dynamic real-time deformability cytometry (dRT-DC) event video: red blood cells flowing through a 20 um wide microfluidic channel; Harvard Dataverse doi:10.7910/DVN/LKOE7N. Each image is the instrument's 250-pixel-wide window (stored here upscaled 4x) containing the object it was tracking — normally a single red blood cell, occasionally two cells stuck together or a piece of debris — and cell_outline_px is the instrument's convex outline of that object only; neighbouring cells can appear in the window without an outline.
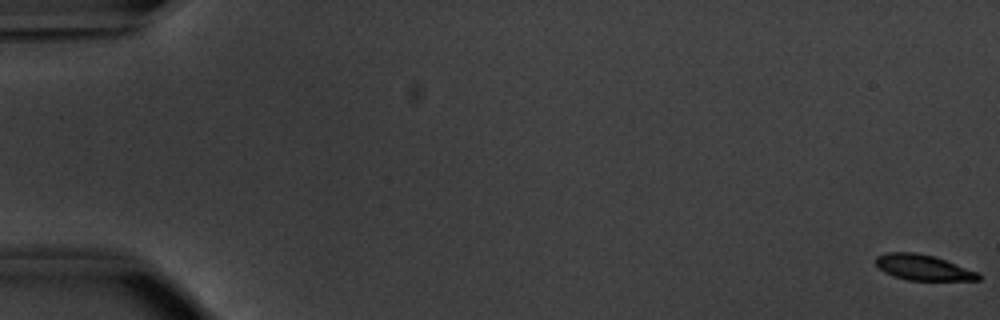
{"species": "common noctule bat (a hibernating species)", "species_latin": "Nyctalus noctula", "temperature_condition": "warm", "stored_images_in_passage": 55, "camera_frame_rate_fps": 3000, "um_per_image_px": 0.085, "animal": {"sex": "male", "body_mass_g": 20.1, "forearm_length_mm": 53.5}, "frame": {"image": 1, "passage_image": 1, "time_ms": 0.0, "image_size_px": [1000, 320], "cell_outline_px": [[980, 280], [908, 280], [892, 276], [884, 272], [876, 264], [876, 256], [888, 252], [916, 252], [932, 256], [980, 272]], "centroid_in_image_um": [78.46, 22.74], "position_along_channel_um": 6.5, "area_um2": 15.2}}
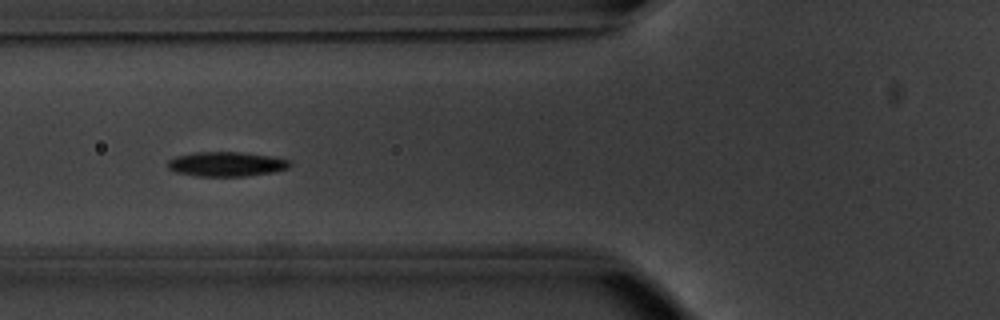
{"frame": {"image": 2, "passage_image": 22, "time_ms": 7.0, "image_size_px": [1000, 320], "cell_outline_px": [[292, 164], [288, 168], [276, 172], [248, 176], [196, 176], [176, 172], [168, 168], [168, 160], [176, 156], [192, 152], [244, 152], [272, 156], [292, 160]], "centroid_in_image_um": [19.3, 13.94], "position_along_channel_um": 106.5, "area_um2": 17.8}}
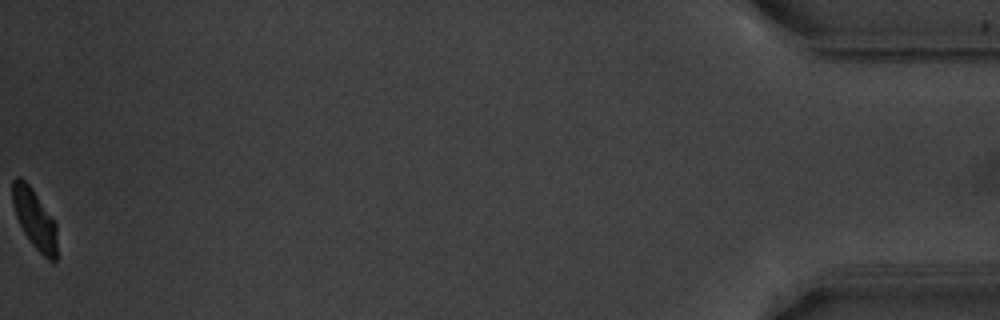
{"frame": {"image": 3, "passage_image": 55, "time_ms": 18.0, "image_size_px": [1000, 320], "cell_outline_px": [[56, 260], [48, 260], [32, 244], [24, 232], [16, 216], [12, 204], [12, 180], [16, 176], [20, 176], [32, 188], [52, 216], [56, 224]], "centroid_in_image_um": [2.92, 18.56], "position_along_channel_um": 432.3, "area_um2": 15.37}, "authors_computed_cell_mechanics": {"area_um2": 16.5886, "velocity_mm_per_s": 3.8111, "shape_relaxation_time_tau1_ms": 1.789, "shape_relaxation_time_tau2_ms": 6.2109, "deformation_change_tau1": 0.1476, "deformation_change_tau2": 0.0942}}